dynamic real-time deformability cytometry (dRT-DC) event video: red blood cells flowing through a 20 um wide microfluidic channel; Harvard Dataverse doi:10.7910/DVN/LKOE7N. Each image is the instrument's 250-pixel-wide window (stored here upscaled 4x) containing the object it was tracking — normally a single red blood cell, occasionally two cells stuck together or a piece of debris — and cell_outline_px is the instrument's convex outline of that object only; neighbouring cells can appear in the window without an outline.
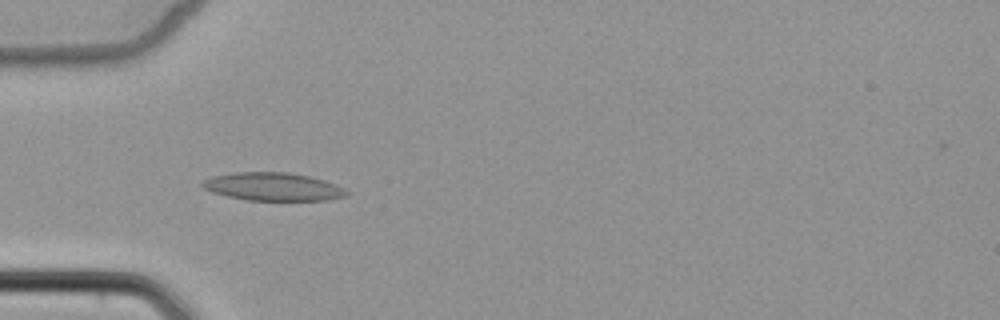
{"species": "common noctule bat (a hibernating species)", "species_latin": "Nyctalus noctula", "temperature_condition": "cold", "stored_images_in_passage": 8, "camera_frame_rate_fps": 3000, "um_per_image_px": 0.085, "animal": {"sex": "female", "body_mass_g": 22.7, "forearm_length_mm": 54.2}, "frame": {"image": 1, "passage_image": 8, "time_ms": 8.333, "image_size_px": [1000, 320], "cell_outline_px": [[348, 196], [328, 200], [248, 200], [228, 196], [212, 192], [204, 188], [200, 184], [204, 180], [212, 176], [236, 172], [288, 172], [308, 176], [324, 180], [336, 184], [344, 188], [348, 192]], "centroid_in_image_um": [23.23, 15.86], "position_along_channel_um": 61.8, "area_um2": 23.52}}